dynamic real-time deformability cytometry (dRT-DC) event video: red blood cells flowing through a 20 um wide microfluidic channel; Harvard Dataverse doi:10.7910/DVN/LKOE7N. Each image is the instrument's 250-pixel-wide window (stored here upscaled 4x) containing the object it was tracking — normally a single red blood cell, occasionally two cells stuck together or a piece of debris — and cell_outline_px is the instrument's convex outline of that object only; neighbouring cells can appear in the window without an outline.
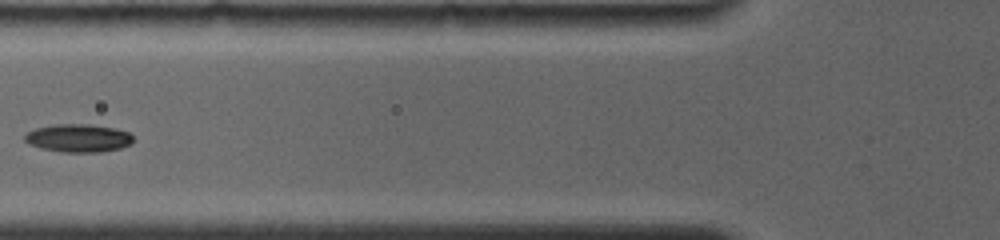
{"species": "common noctule bat (a hibernating species)", "species_latin": "Nyctalus noctula", "temperature_condition": "room temperature", "stored_images_in_passage": 3, "camera_frame_rate_fps": 4000, "um_per_image_px": 0.085, "animal": {"sex": "female", "body_mass_g": 19.0, "forearm_length_mm": 56.7}, "frame": {"image": 1, "passage_image": 3, "time_ms": 2.0, "image_size_px": [1000, 240], "cell_outline_px": [[132, 144], [120, 148], [100, 152], [64, 152], [40, 148], [28, 144], [24, 140], [24, 136], [28, 132], [36, 128], [56, 124], [88, 124], [116, 128], [128, 132], [132, 136]], "centroid_in_image_um": [6.65, 11.74], "position_along_channel_um": 119.1, "area_um2": 17.74}}